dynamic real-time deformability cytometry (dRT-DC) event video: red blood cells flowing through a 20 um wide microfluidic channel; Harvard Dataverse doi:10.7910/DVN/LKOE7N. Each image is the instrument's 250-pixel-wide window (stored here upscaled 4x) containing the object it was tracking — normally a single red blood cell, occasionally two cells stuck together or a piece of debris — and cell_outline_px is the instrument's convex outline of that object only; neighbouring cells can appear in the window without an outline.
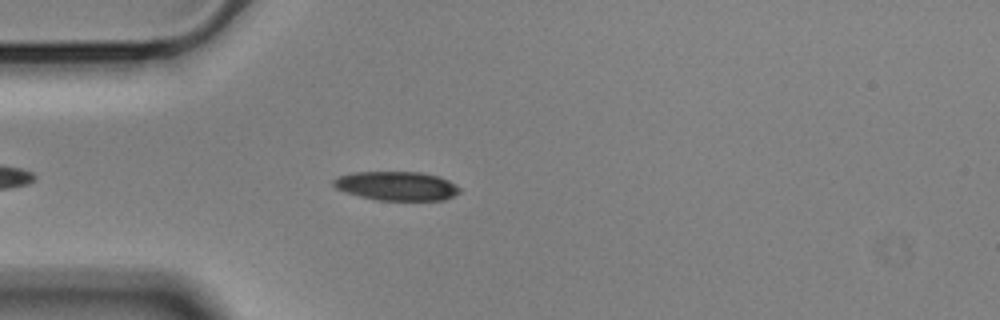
{"species": "Egyptian fruit bat (a non-hibernating species)", "species_latin": "Rousettus aegyptiacus", "temperature_condition": "cold", "stored_images_in_passage": 32, "camera_frame_rate_fps": 3000, "um_per_image_px": 0.085, "animal": {"sex": "male"}, "frame": {"image": 1, "passage_image": 7, "time_ms": 2.0, "image_size_px": [1000, 320], "cell_outline_px": [[460, 192], [444, 200], [376, 200], [344, 192], [336, 188], [332, 184], [332, 180], [336, 176], [352, 172], [420, 172], [440, 176], [456, 184], [460, 188]], "centroid_in_image_um": [33.69, 15.8], "position_along_channel_um": 51.3, "area_um2": 21.5}}
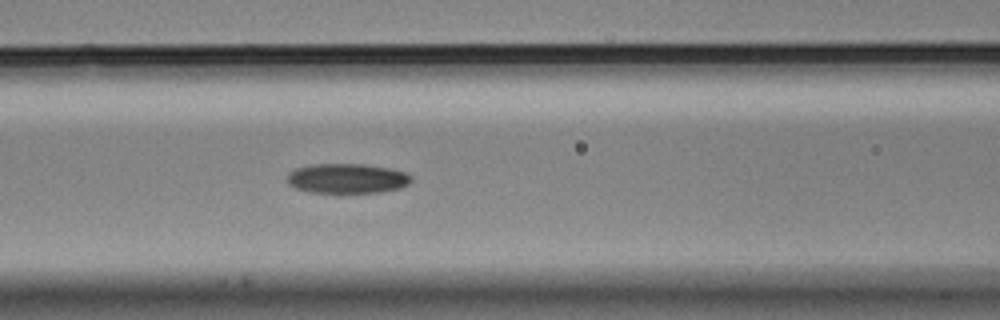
{"frame": {"image": 2, "passage_image": 15, "time_ms": 4.667, "image_size_px": [1000, 320], "cell_outline_px": [[412, 180], [408, 184], [400, 188], [380, 192], [308, 192], [296, 188], [288, 184], [288, 172], [296, 168], [312, 164], [364, 164], [392, 168], [404, 172], [412, 176]], "centroid_in_image_um": [29.51, 15.16], "position_along_channel_um": 137.1, "area_um2": 21.56}}
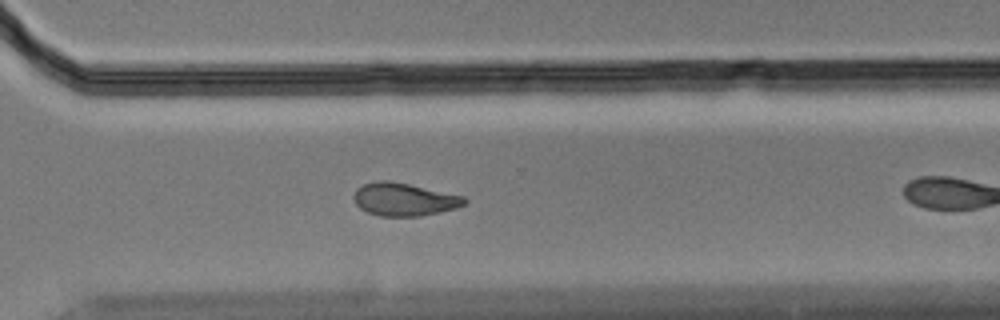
{"frame": {"image": 3, "passage_image": 28, "time_ms": 9.0, "image_size_px": [1000, 320], "cell_outline_px": [[468, 200], [464, 204], [456, 208], [440, 212], [420, 216], [380, 216], [368, 212], [360, 208], [356, 204], [356, 188], [364, 184], [376, 180], [388, 180], [408, 184], [464, 196]], "centroid_in_image_um": [34.37, 16.95], "position_along_channel_um": 336.2, "area_um2": 20.98}}